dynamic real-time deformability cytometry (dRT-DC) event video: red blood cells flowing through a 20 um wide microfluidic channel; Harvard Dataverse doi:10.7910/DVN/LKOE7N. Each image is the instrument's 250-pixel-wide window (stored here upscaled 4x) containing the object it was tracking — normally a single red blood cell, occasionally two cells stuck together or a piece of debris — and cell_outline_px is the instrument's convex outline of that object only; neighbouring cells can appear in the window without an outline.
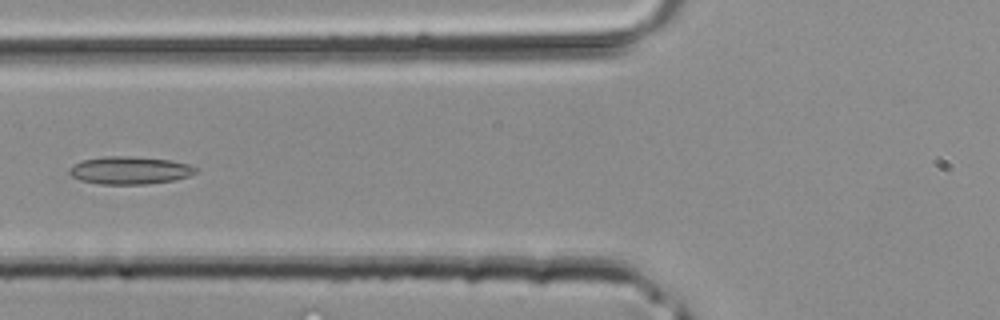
{"species": "common noctule bat (a hibernating species)", "species_latin": "Nyctalus noctula", "temperature_condition": "room temperature", "stored_images_in_passage": 29, "camera_frame_rate_fps": 3000, "um_per_image_px": 0.085, "animal": {"sex": "male", "body_mass_g": 20.4}, "frame": {"image": 1, "passage_image": 5, "time_ms": 1.333, "image_size_px": [1000, 320], "cell_outline_px": [[200, 168], [196, 172], [188, 176], [172, 180], [148, 184], [100, 184], [80, 180], [72, 176], [68, 172], [68, 168], [72, 164], [84, 160], [104, 156], [128, 156], [172, 160], [188, 164]], "centroid_in_image_um": [11.02, 14.47], "position_along_channel_um": 114.8, "area_um2": 20.46}}
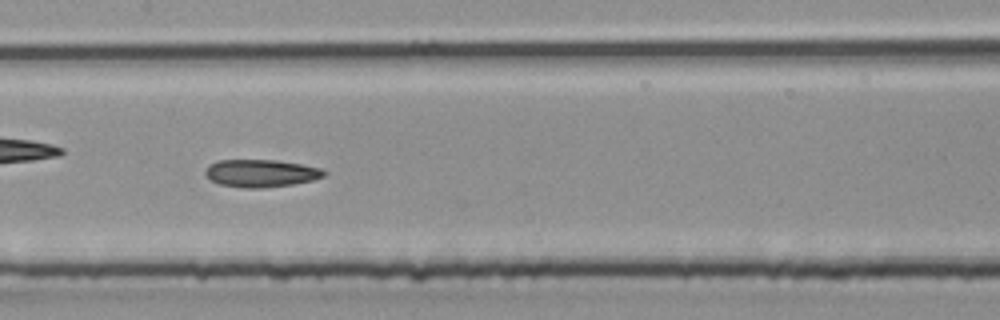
{"frame": {"image": 2, "passage_image": 9, "time_ms": 2.667, "image_size_px": [1000, 320], "cell_outline_px": [[328, 172], [324, 176], [312, 180], [292, 184], [264, 188], [244, 188], [220, 184], [204, 176], [204, 172], [208, 164], [220, 160], [276, 160], [300, 164], [320, 168]], "centroid_in_image_um": [22.15, 14.72], "position_along_channel_um": 185.2, "area_um2": 19.07}}
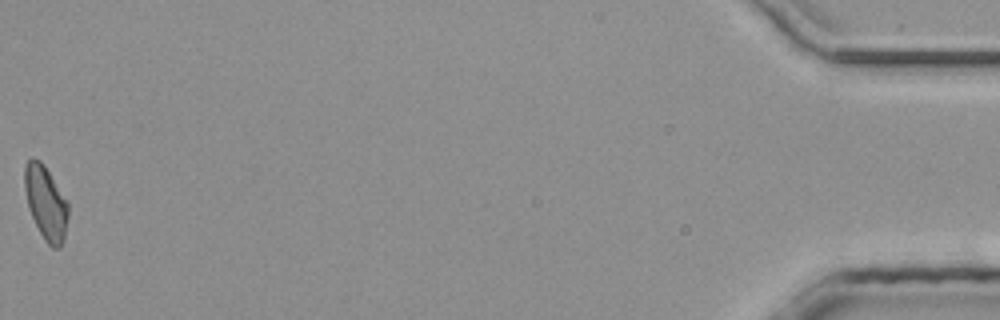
{"frame": {"image": 3, "passage_image": 29, "time_ms": 9.333, "image_size_px": [1000, 320], "cell_outline_px": [[68, 216], [64, 240], [60, 248], [52, 248], [44, 240], [28, 208], [24, 188], [24, 168], [28, 160], [32, 156], [40, 160], [68, 200]], "centroid_in_image_um": [3.9, 17.24], "position_along_channel_um": 431.3, "area_um2": 18.84}}